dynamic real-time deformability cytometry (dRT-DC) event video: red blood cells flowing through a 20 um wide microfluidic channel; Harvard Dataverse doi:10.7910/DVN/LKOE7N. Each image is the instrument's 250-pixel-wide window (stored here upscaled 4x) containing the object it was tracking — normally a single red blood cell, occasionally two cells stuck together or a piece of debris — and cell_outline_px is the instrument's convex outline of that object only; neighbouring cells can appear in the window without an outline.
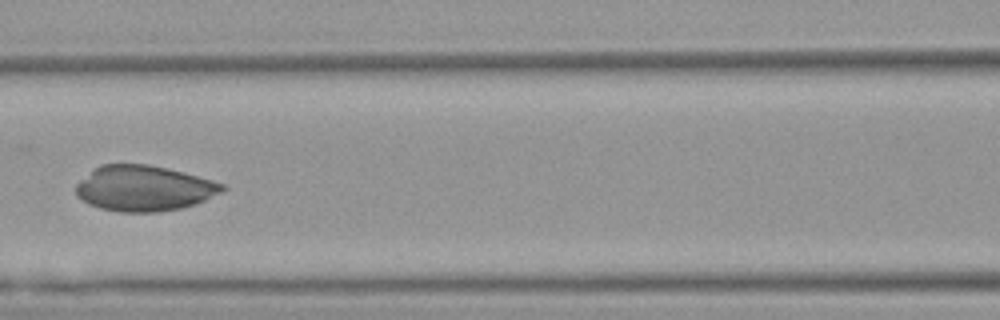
{"species": "Egyptian fruit bat (a non-hibernating species)", "species_latin": "Rousettus aegyptiacus", "temperature_condition": "warm", "stored_images_in_passage": 7, "camera_frame_rate_fps": 3000, "um_per_image_px": 0.085, "animal": {"sex": "female"}, "frame": {"image": 1, "passage_image": 6, "time_ms": 1.667, "image_size_px": [1000, 320], "cell_outline_px": [[228, 188], [204, 200], [180, 208], [156, 212], [120, 212], [100, 208], [88, 204], [76, 196], [76, 184], [100, 164], [148, 164], [168, 168], [212, 180], [224, 184]], "centroid_in_image_um": [12.21, 16.0], "position_along_channel_um": 154.4, "area_um2": 38.61}}
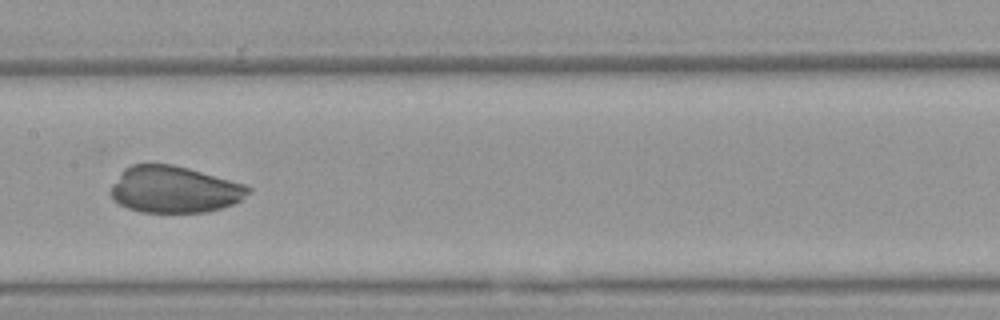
{"frame": {"image": 2, "passage_image": 7, "time_ms": 2.0, "image_size_px": [1000, 320], "cell_outline_px": [[252, 192], [240, 200], [224, 208], [204, 212], [140, 212], [128, 208], [112, 200], [112, 184], [120, 172], [124, 168], [132, 164], [172, 164], [188, 168], [244, 184], [252, 188]], "centroid_in_image_um": [14.81, 16.11], "position_along_channel_um": 192.6, "area_um2": 37.4}}